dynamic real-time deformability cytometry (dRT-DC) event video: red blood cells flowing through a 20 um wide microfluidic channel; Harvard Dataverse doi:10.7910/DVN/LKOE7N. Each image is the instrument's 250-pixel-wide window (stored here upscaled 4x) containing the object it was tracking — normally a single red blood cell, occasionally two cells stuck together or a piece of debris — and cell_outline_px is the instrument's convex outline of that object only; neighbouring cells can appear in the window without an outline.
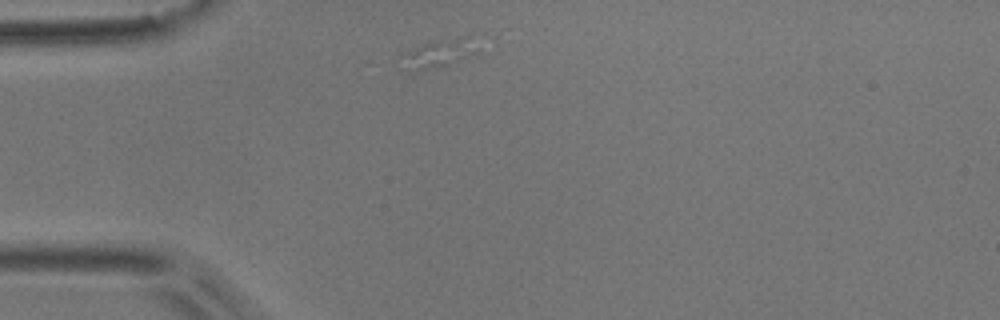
{"species": "common noctule bat (a hibernating species)", "species_latin": "Nyctalus noctula", "temperature_condition": "room temperature", "stored_images_in_passage": 1, "camera_frame_rate_fps": 3000, "um_per_image_px": 0.085, "animal": {"sex": "male", "body_mass_g": 17.9}, "frame": {"image": 1, "passage_image": 1, "time_ms": 0.0, "image_size_px": [1000, 320], "cell_outline_px": [[468, 52], [456, 60], [448, 64], [412, 72], [404, 72], [396, 60], [408, 52], [432, 40], [460, 40], [468, 48]], "centroid_in_image_um": [36.76, 4.69], "position_along_channel_um": 48.2, "area_um2": 10.64}}